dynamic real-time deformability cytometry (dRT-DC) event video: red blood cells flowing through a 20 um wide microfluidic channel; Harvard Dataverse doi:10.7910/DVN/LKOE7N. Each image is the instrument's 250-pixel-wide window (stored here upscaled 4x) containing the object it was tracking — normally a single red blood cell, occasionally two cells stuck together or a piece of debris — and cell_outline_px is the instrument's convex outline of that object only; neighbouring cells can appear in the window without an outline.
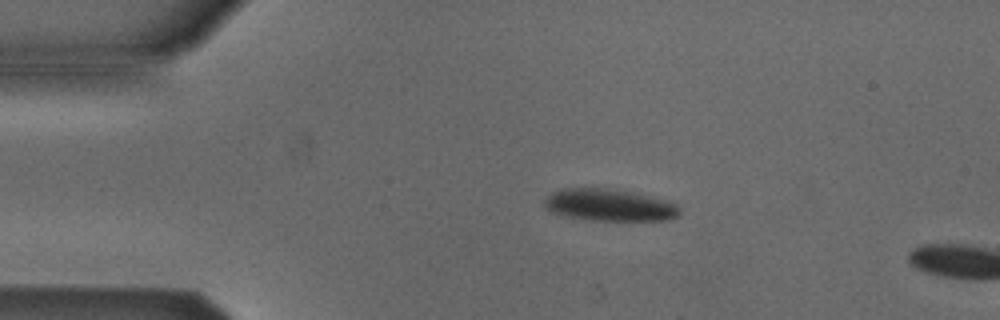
{"species": "Egyptian fruit bat (a non-hibernating species)", "species_latin": "Rousettus aegyptiacus", "temperature_condition": "cold", "stored_images_in_passage": 3, "camera_frame_rate_fps": 3000, "um_per_image_px": 0.085, "animal": {"sex": "male"}, "frame": {"image": 1, "passage_image": 2, "time_ms": 1.333, "image_size_px": [1000, 320], "cell_outline_px": [[680, 216], [668, 220], [592, 220], [564, 216], [552, 212], [544, 208], [544, 200], [552, 192], [564, 188], [596, 188], [632, 192], [668, 200], [676, 204], [680, 208]], "centroid_in_image_um": [51.81, 17.44], "position_along_channel_um": 33.2, "area_um2": 25.2}}